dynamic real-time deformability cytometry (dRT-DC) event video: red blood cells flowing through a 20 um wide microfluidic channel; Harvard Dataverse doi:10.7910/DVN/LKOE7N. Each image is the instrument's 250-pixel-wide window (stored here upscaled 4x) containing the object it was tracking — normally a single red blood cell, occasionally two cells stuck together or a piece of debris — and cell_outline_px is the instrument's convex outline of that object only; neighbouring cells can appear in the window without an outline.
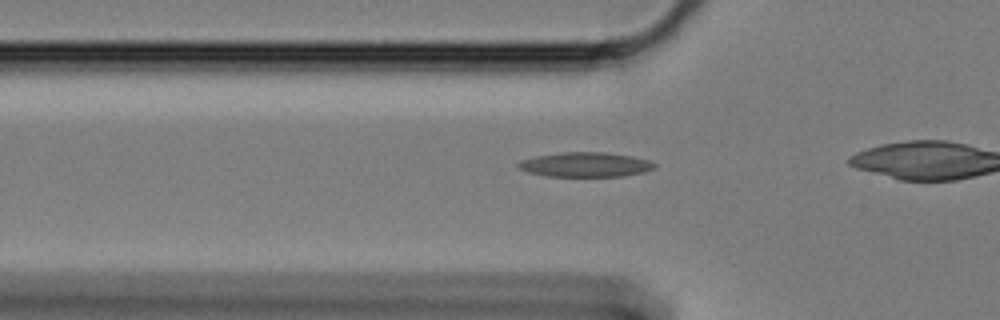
{"species": "Egyptian fruit bat (a non-hibernating species)", "species_latin": "Rousettus aegyptiacus", "temperature_condition": "cold", "stored_images_in_passage": 35, "camera_frame_rate_fps": 3000, "um_per_image_px": 0.085, "animal": {"sex": "female"}, "frame": {"image": 1, "passage_image": 7, "time_ms": 2.0, "image_size_px": [1000, 320], "cell_outline_px": [[656, 168], [644, 172], [624, 176], [548, 176], [528, 172], [520, 168], [516, 164], [520, 160], [536, 156], [560, 152], [604, 152], [632, 156], [648, 160], [656, 164]], "centroid_in_image_um": [49.77, 13.99], "position_along_channel_um": 76.0, "area_um2": 19.54}}
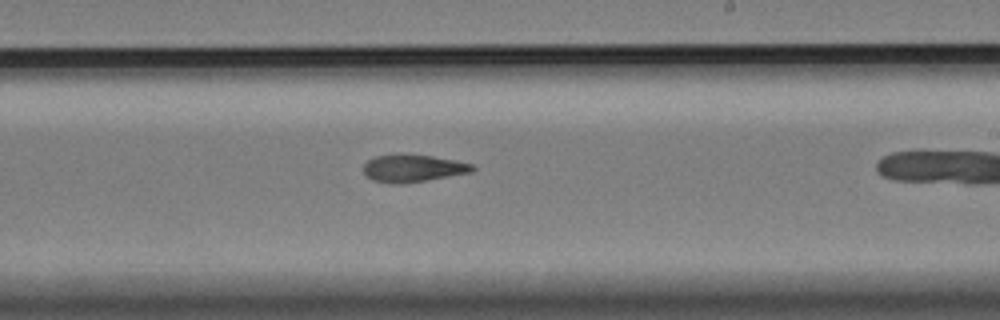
{"frame": {"image": 2, "passage_image": 23, "time_ms": 7.333, "image_size_px": [1000, 320], "cell_outline_px": [[476, 168], [472, 172], [400, 184], [392, 184], [372, 180], [364, 172], [364, 164], [368, 160], [376, 156], [400, 152], [432, 156], [472, 164]], "centroid_in_image_um": [35.06, 14.28], "position_along_channel_um": 253.9, "area_um2": 17.46}}
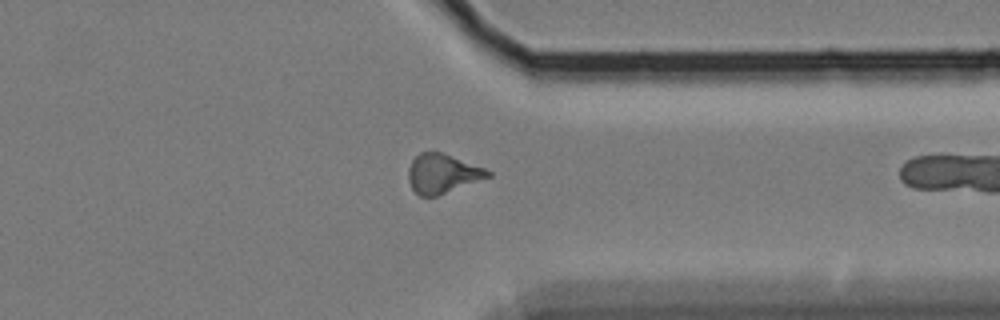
{"frame": {"image": 3, "passage_image": 34, "time_ms": 11.0, "image_size_px": [1000, 320], "cell_outline_px": [[492, 176], [436, 196], [420, 196], [412, 188], [408, 180], [408, 168], [412, 160], [420, 152], [440, 152], [484, 168], [492, 172]], "centroid_in_image_um": [37.59, 14.76], "position_along_channel_um": 373.8, "area_um2": 17.92}}